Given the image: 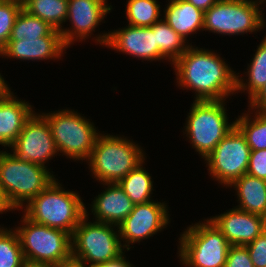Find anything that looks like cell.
<instances>
[{
    "label": "cell",
    "mask_w": 266,
    "mask_h": 267,
    "mask_svg": "<svg viewBox=\"0 0 266 267\" xmlns=\"http://www.w3.org/2000/svg\"><path fill=\"white\" fill-rule=\"evenodd\" d=\"M177 85L196 93V101L226 100L236 94V71L214 51L190 44L173 63ZM228 96V97H227Z\"/></svg>",
    "instance_id": "obj_1"
},
{
    "label": "cell",
    "mask_w": 266,
    "mask_h": 267,
    "mask_svg": "<svg viewBox=\"0 0 266 267\" xmlns=\"http://www.w3.org/2000/svg\"><path fill=\"white\" fill-rule=\"evenodd\" d=\"M43 165L0 151V199L7 211L23 209L56 178ZM25 202V203H24Z\"/></svg>",
    "instance_id": "obj_2"
},
{
    "label": "cell",
    "mask_w": 266,
    "mask_h": 267,
    "mask_svg": "<svg viewBox=\"0 0 266 267\" xmlns=\"http://www.w3.org/2000/svg\"><path fill=\"white\" fill-rule=\"evenodd\" d=\"M24 206L23 215L30 221L71 235L86 210L78 193L65 191L57 178Z\"/></svg>",
    "instance_id": "obj_3"
},
{
    "label": "cell",
    "mask_w": 266,
    "mask_h": 267,
    "mask_svg": "<svg viewBox=\"0 0 266 267\" xmlns=\"http://www.w3.org/2000/svg\"><path fill=\"white\" fill-rule=\"evenodd\" d=\"M142 149L127 137L99 133L87 160L92 176L102 184L119 183L146 159Z\"/></svg>",
    "instance_id": "obj_4"
},
{
    "label": "cell",
    "mask_w": 266,
    "mask_h": 267,
    "mask_svg": "<svg viewBox=\"0 0 266 267\" xmlns=\"http://www.w3.org/2000/svg\"><path fill=\"white\" fill-rule=\"evenodd\" d=\"M21 225L15 228L28 264L57 267L72 259L71 234L40 225L24 215Z\"/></svg>",
    "instance_id": "obj_5"
},
{
    "label": "cell",
    "mask_w": 266,
    "mask_h": 267,
    "mask_svg": "<svg viewBox=\"0 0 266 267\" xmlns=\"http://www.w3.org/2000/svg\"><path fill=\"white\" fill-rule=\"evenodd\" d=\"M224 106L225 100H194L187 115L184 134L204 160L235 127V121L228 122Z\"/></svg>",
    "instance_id": "obj_6"
},
{
    "label": "cell",
    "mask_w": 266,
    "mask_h": 267,
    "mask_svg": "<svg viewBox=\"0 0 266 267\" xmlns=\"http://www.w3.org/2000/svg\"><path fill=\"white\" fill-rule=\"evenodd\" d=\"M87 213L85 210V216L71 235L72 259L85 265L99 266L120 256L124 251L123 244L117 225L87 222Z\"/></svg>",
    "instance_id": "obj_7"
},
{
    "label": "cell",
    "mask_w": 266,
    "mask_h": 267,
    "mask_svg": "<svg viewBox=\"0 0 266 267\" xmlns=\"http://www.w3.org/2000/svg\"><path fill=\"white\" fill-rule=\"evenodd\" d=\"M40 114L49 123L58 154L75 161L88 160L99 135L93 122L68 109Z\"/></svg>",
    "instance_id": "obj_8"
},
{
    "label": "cell",
    "mask_w": 266,
    "mask_h": 267,
    "mask_svg": "<svg viewBox=\"0 0 266 267\" xmlns=\"http://www.w3.org/2000/svg\"><path fill=\"white\" fill-rule=\"evenodd\" d=\"M179 258L187 267H224L231 246L209 220L185 229L179 238Z\"/></svg>",
    "instance_id": "obj_9"
},
{
    "label": "cell",
    "mask_w": 266,
    "mask_h": 267,
    "mask_svg": "<svg viewBox=\"0 0 266 267\" xmlns=\"http://www.w3.org/2000/svg\"><path fill=\"white\" fill-rule=\"evenodd\" d=\"M260 4V0H218L204 12L203 31L230 36L263 29L266 23Z\"/></svg>",
    "instance_id": "obj_10"
},
{
    "label": "cell",
    "mask_w": 266,
    "mask_h": 267,
    "mask_svg": "<svg viewBox=\"0 0 266 267\" xmlns=\"http://www.w3.org/2000/svg\"><path fill=\"white\" fill-rule=\"evenodd\" d=\"M250 154L244 135L235 126L205 159L209 176L227 188L247 174Z\"/></svg>",
    "instance_id": "obj_11"
},
{
    "label": "cell",
    "mask_w": 266,
    "mask_h": 267,
    "mask_svg": "<svg viewBox=\"0 0 266 267\" xmlns=\"http://www.w3.org/2000/svg\"><path fill=\"white\" fill-rule=\"evenodd\" d=\"M10 148L17 158L44 167H47L45 164L58 154L49 123L38 113H34L25 123Z\"/></svg>",
    "instance_id": "obj_12"
},
{
    "label": "cell",
    "mask_w": 266,
    "mask_h": 267,
    "mask_svg": "<svg viewBox=\"0 0 266 267\" xmlns=\"http://www.w3.org/2000/svg\"><path fill=\"white\" fill-rule=\"evenodd\" d=\"M168 207L165 202L152 200L145 204H135L130 214L119 227L123 248L130 250V243H139L142 239L161 232L170 223Z\"/></svg>",
    "instance_id": "obj_13"
},
{
    "label": "cell",
    "mask_w": 266,
    "mask_h": 267,
    "mask_svg": "<svg viewBox=\"0 0 266 267\" xmlns=\"http://www.w3.org/2000/svg\"><path fill=\"white\" fill-rule=\"evenodd\" d=\"M95 41L100 45L108 46L115 51L128 54L132 57L159 61L168 58L159 50L155 39V31L150 27L126 25L124 28L99 34Z\"/></svg>",
    "instance_id": "obj_14"
},
{
    "label": "cell",
    "mask_w": 266,
    "mask_h": 267,
    "mask_svg": "<svg viewBox=\"0 0 266 267\" xmlns=\"http://www.w3.org/2000/svg\"><path fill=\"white\" fill-rule=\"evenodd\" d=\"M107 0H68L67 20L71 27L62 28V41L68 48L75 41H83L95 32V28L111 12L112 6L106 4Z\"/></svg>",
    "instance_id": "obj_15"
},
{
    "label": "cell",
    "mask_w": 266,
    "mask_h": 267,
    "mask_svg": "<svg viewBox=\"0 0 266 267\" xmlns=\"http://www.w3.org/2000/svg\"><path fill=\"white\" fill-rule=\"evenodd\" d=\"M225 236L230 245H247L266 229V218L237 207L208 218Z\"/></svg>",
    "instance_id": "obj_16"
},
{
    "label": "cell",
    "mask_w": 266,
    "mask_h": 267,
    "mask_svg": "<svg viewBox=\"0 0 266 267\" xmlns=\"http://www.w3.org/2000/svg\"><path fill=\"white\" fill-rule=\"evenodd\" d=\"M66 48L61 33L54 29L44 37L9 40L1 56L17 60H52L60 59Z\"/></svg>",
    "instance_id": "obj_17"
},
{
    "label": "cell",
    "mask_w": 266,
    "mask_h": 267,
    "mask_svg": "<svg viewBox=\"0 0 266 267\" xmlns=\"http://www.w3.org/2000/svg\"><path fill=\"white\" fill-rule=\"evenodd\" d=\"M34 113L30 103L17 99L11 91L0 97V145L11 147Z\"/></svg>",
    "instance_id": "obj_18"
},
{
    "label": "cell",
    "mask_w": 266,
    "mask_h": 267,
    "mask_svg": "<svg viewBox=\"0 0 266 267\" xmlns=\"http://www.w3.org/2000/svg\"><path fill=\"white\" fill-rule=\"evenodd\" d=\"M104 185L108 187H105V191L94 197L95 199L92 205H90L95 222L119 226L133 210L134 203L118 183Z\"/></svg>",
    "instance_id": "obj_19"
},
{
    "label": "cell",
    "mask_w": 266,
    "mask_h": 267,
    "mask_svg": "<svg viewBox=\"0 0 266 267\" xmlns=\"http://www.w3.org/2000/svg\"><path fill=\"white\" fill-rule=\"evenodd\" d=\"M163 17L187 43L189 35L203 31L204 12L186 0H170Z\"/></svg>",
    "instance_id": "obj_20"
},
{
    "label": "cell",
    "mask_w": 266,
    "mask_h": 267,
    "mask_svg": "<svg viewBox=\"0 0 266 267\" xmlns=\"http://www.w3.org/2000/svg\"><path fill=\"white\" fill-rule=\"evenodd\" d=\"M232 186L240 203L237 208L266 218V180L244 174L228 187Z\"/></svg>",
    "instance_id": "obj_21"
},
{
    "label": "cell",
    "mask_w": 266,
    "mask_h": 267,
    "mask_svg": "<svg viewBox=\"0 0 266 267\" xmlns=\"http://www.w3.org/2000/svg\"><path fill=\"white\" fill-rule=\"evenodd\" d=\"M247 70L248 71L245 72L247 73V79L240 77V75L236 76L235 93L241 91L245 92L246 90V93L249 94L248 99L250 100L266 84V35L257 46L255 55L251 63L248 64Z\"/></svg>",
    "instance_id": "obj_22"
},
{
    "label": "cell",
    "mask_w": 266,
    "mask_h": 267,
    "mask_svg": "<svg viewBox=\"0 0 266 267\" xmlns=\"http://www.w3.org/2000/svg\"><path fill=\"white\" fill-rule=\"evenodd\" d=\"M23 9L60 31L67 19L68 0H22Z\"/></svg>",
    "instance_id": "obj_23"
},
{
    "label": "cell",
    "mask_w": 266,
    "mask_h": 267,
    "mask_svg": "<svg viewBox=\"0 0 266 267\" xmlns=\"http://www.w3.org/2000/svg\"><path fill=\"white\" fill-rule=\"evenodd\" d=\"M144 163L145 160L118 183L134 205L152 201L154 182L150 174L143 168Z\"/></svg>",
    "instance_id": "obj_24"
},
{
    "label": "cell",
    "mask_w": 266,
    "mask_h": 267,
    "mask_svg": "<svg viewBox=\"0 0 266 267\" xmlns=\"http://www.w3.org/2000/svg\"><path fill=\"white\" fill-rule=\"evenodd\" d=\"M249 111L248 108V113L238 116L235 126L244 135L251 151L264 150L266 149V113L252 110L255 112L252 118Z\"/></svg>",
    "instance_id": "obj_25"
},
{
    "label": "cell",
    "mask_w": 266,
    "mask_h": 267,
    "mask_svg": "<svg viewBox=\"0 0 266 267\" xmlns=\"http://www.w3.org/2000/svg\"><path fill=\"white\" fill-rule=\"evenodd\" d=\"M151 28L155 31V39L159 50L173 63L190 46L164 19L154 23ZM189 44V45H188Z\"/></svg>",
    "instance_id": "obj_26"
},
{
    "label": "cell",
    "mask_w": 266,
    "mask_h": 267,
    "mask_svg": "<svg viewBox=\"0 0 266 267\" xmlns=\"http://www.w3.org/2000/svg\"><path fill=\"white\" fill-rule=\"evenodd\" d=\"M54 29L44 20L22 8L15 20L9 40H25L48 36Z\"/></svg>",
    "instance_id": "obj_27"
},
{
    "label": "cell",
    "mask_w": 266,
    "mask_h": 267,
    "mask_svg": "<svg viewBox=\"0 0 266 267\" xmlns=\"http://www.w3.org/2000/svg\"><path fill=\"white\" fill-rule=\"evenodd\" d=\"M157 3V0H128L125 13L128 24L150 27L160 21L161 7Z\"/></svg>",
    "instance_id": "obj_28"
},
{
    "label": "cell",
    "mask_w": 266,
    "mask_h": 267,
    "mask_svg": "<svg viewBox=\"0 0 266 267\" xmlns=\"http://www.w3.org/2000/svg\"><path fill=\"white\" fill-rule=\"evenodd\" d=\"M26 264L17 232L0 227V267H25Z\"/></svg>",
    "instance_id": "obj_29"
},
{
    "label": "cell",
    "mask_w": 266,
    "mask_h": 267,
    "mask_svg": "<svg viewBox=\"0 0 266 267\" xmlns=\"http://www.w3.org/2000/svg\"><path fill=\"white\" fill-rule=\"evenodd\" d=\"M22 8V0H0V52L9 41L15 20Z\"/></svg>",
    "instance_id": "obj_30"
},
{
    "label": "cell",
    "mask_w": 266,
    "mask_h": 267,
    "mask_svg": "<svg viewBox=\"0 0 266 267\" xmlns=\"http://www.w3.org/2000/svg\"><path fill=\"white\" fill-rule=\"evenodd\" d=\"M224 267H254L246 246L231 245Z\"/></svg>",
    "instance_id": "obj_31"
},
{
    "label": "cell",
    "mask_w": 266,
    "mask_h": 267,
    "mask_svg": "<svg viewBox=\"0 0 266 267\" xmlns=\"http://www.w3.org/2000/svg\"><path fill=\"white\" fill-rule=\"evenodd\" d=\"M245 246L248 249L254 267H266V229Z\"/></svg>",
    "instance_id": "obj_32"
},
{
    "label": "cell",
    "mask_w": 266,
    "mask_h": 267,
    "mask_svg": "<svg viewBox=\"0 0 266 267\" xmlns=\"http://www.w3.org/2000/svg\"><path fill=\"white\" fill-rule=\"evenodd\" d=\"M247 174L266 180V149L251 151Z\"/></svg>",
    "instance_id": "obj_33"
},
{
    "label": "cell",
    "mask_w": 266,
    "mask_h": 267,
    "mask_svg": "<svg viewBox=\"0 0 266 267\" xmlns=\"http://www.w3.org/2000/svg\"><path fill=\"white\" fill-rule=\"evenodd\" d=\"M249 109L266 113V84L250 100Z\"/></svg>",
    "instance_id": "obj_34"
},
{
    "label": "cell",
    "mask_w": 266,
    "mask_h": 267,
    "mask_svg": "<svg viewBox=\"0 0 266 267\" xmlns=\"http://www.w3.org/2000/svg\"><path fill=\"white\" fill-rule=\"evenodd\" d=\"M99 267H134L124 257V252L115 259L109 260L106 263L99 265Z\"/></svg>",
    "instance_id": "obj_35"
},
{
    "label": "cell",
    "mask_w": 266,
    "mask_h": 267,
    "mask_svg": "<svg viewBox=\"0 0 266 267\" xmlns=\"http://www.w3.org/2000/svg\"><path fill=\"white\" fill-rule=\"evenodd\" d=\"M195 7L201 9L203 12L210 9L218 0H186Z\"/></svg>",
    "instance_id": "obj_36"
},
{
    "label": "cell",
    "mask_w": 266,
    "mask_h": 267,
    "mask_svg": "<svg viewBox=\"0 0 266 267\" xmlns=\"http://www.w3.org/2000/svg\"><path fill=\"white\" fill-rule=\"evenodd\" d=\"M0 55H2L1 52H0ZM10 91L11 90L8 87V84H6V81L4 80V78L2 77V75L0 73V97L8 94Z\"/></svg>",
    "instance_id": "obj_37"
},
{
    "label": "cell",
    "mask_w": 266,
    "mask_h": 267,
    "mask_svg": "<svg viewBox=\"0 0 266 267\" xmlns=\"http://www.w3.org/2000/svg\"><path fill=\"white\" fill-rule=\"evenodd\" d=\"M57 267H86V265L77 260L71 259L69 261L63 262L61 265Z\"/></svg>",
    "instance_id": "obj_38"
},
{
    "label": "cell",
    "mask_w": 266,
    "mask_h": 267,
    "mask_svg": "<svg viewBox=\"0 0 266 267\" xmlns=\"http://www.w3.org/2000/svg\"><path fill=\"white\" fill-rule=\"evenodd\" d=\"M25 267H53L48 265H34V264H26Z\"/></svg>",
    "instance_id": "obj_39"
},
{
    "label": "cell",
    "mask_w": 266,
    "mask_h": 267,
    "mask_svg": "<svg viewBox=\"0 0 266 267\" xmlns=\"http://www.w3.org/2000/svg\"><path fill=\"white\" fill-rule=\"evenodd\" d=\"M6 208H5V206L3 205V203H2V201H1V199H0V214H3V212H5L6 213Z\"/></svg>",
    "instance_id": "obj_40"
}]
</instances>
